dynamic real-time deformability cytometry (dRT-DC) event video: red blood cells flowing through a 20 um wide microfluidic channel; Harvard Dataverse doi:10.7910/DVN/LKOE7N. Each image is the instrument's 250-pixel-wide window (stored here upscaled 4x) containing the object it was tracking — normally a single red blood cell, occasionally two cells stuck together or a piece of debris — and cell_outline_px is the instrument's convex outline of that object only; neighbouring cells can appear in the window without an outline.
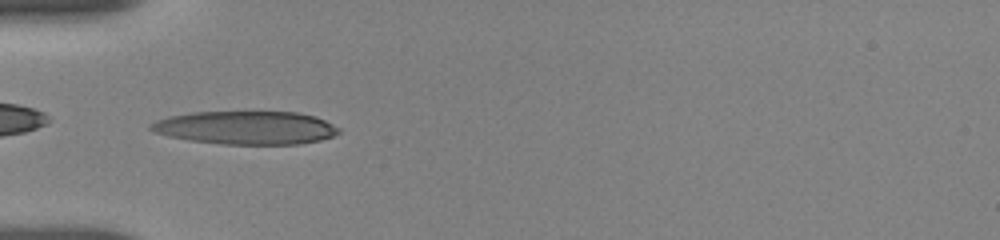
{"species": "human", "species_latin": "Homo sapiens", "temperature_condition": "room temperature", "stored_images_in_passage": 38, "camera_frame_rate_fps": 3000, "um_per_image_px": 0.085, "donor": {"sex": "female"}, "frame": {"image": 1, "passage_image": 1, "time_ms": 0.0, "image_size_px": [1000, 240], "cell_outline_px": [[340, 132], [332, 136], [320, 140], [300, 144], [220, 144], [188, 140], [168, 136], [152, 132], [148, 128], [148, 124], [156, 120], [168, 116], [192, 112], [296, 112], [316, 116], [340, 128]], "centroid_in_image_um": [20.86, 10.85], "position_along_channel_um": 64.1, "area_um2": 36.65}}
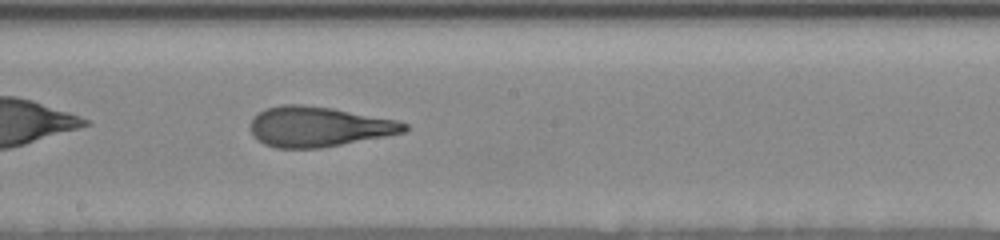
{"frame": {"image": 2, "passage_image": 14, "time_ms": 4.333, "image_size_px": [1000, 240], "cell_outline_px": [[408, 128], [404, 132], [384, 136], [320, 148], [276, 148], [264, 144], [252, 136], [252, 120], [260, 112], [268, 108], [284, 104], [300, 104], [332, 108], [396, 120], [408, 124]], "centroid_in_image_um": [27.08, 10.77], "position_along_channel_um": 221.1, "area_um2": 35.49}}
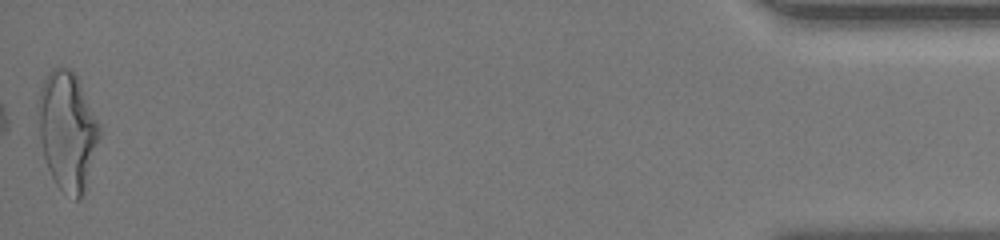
{"frame": {"image": 3, "passage_image": 38, "time_ms": 12.333, "image_size_px": [1000, 240], "cell_outline_px": [[100, 136], [84, 188], [80, 196], [76, 200], [60, 188], [56, 184], [48, 168], [44, 156], [40, 140], [36, 108], [36, 104], [40, 88], [48, 72], [52, 68], [72, 68], [100, 124]], "centroid_in_image_um": [5.69, 11.05], "position_along_channel_um": 429.5, "area_um2": 41.85}, "authors_computed_cell_mechanics": {"area_um2": 35.9227, "velocity_mm_per_s": 3.6664, "shape_relaxation_time_tau1_ms": 6.6005, "shape_relaxation_time_tau2_ms": 1.1576, "deformation_change_tau1": 0.2604, "deformation_change_tau2": 0.1033}}